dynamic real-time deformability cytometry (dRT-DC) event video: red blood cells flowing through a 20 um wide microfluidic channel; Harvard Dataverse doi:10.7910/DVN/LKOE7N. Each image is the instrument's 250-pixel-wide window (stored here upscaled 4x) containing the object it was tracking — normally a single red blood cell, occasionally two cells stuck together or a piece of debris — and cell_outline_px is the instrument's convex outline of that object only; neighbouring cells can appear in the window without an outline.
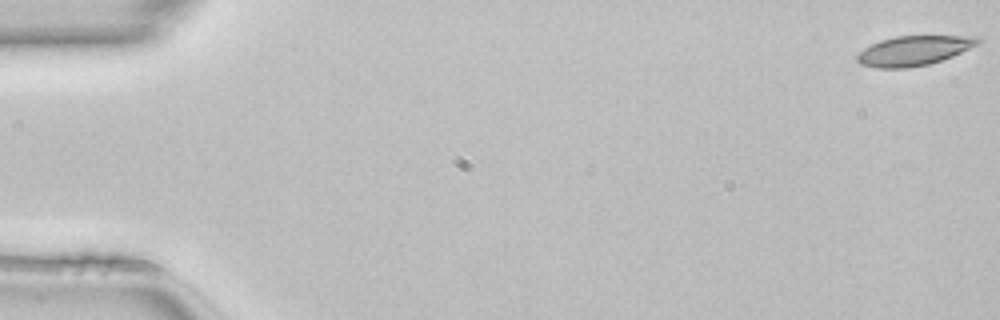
{"species": "common noctule bat (a hibernating species)", "species_latin": "Nyctalus noctula", "temperature_condition": "room temperature", "stored_images_in_passage": 50, "camera_frame_rate_fps": 3000, "um_per_image_px": 0.085, "animal": {"sex": "female", "body_mass_g": 22.7, "forearm_length_mm": 54.2}, "frame": {"image": 1, "passage_image": 1, "time_ms": 0.0, "image_size_px": [1000, 320], "cell_outline_px": [[980, 40], [976, 44], [952, 56], [928, 64], [908, 68], [876, 68], [860, 64], [856, 60], [856, 56], [864, 48], [880, 40], [896, 36], [980, 36]], "centroid_in_image_um": [77.62, 4.31], "position_along_channel_um": 7.4, "area_um2": 20.63}}
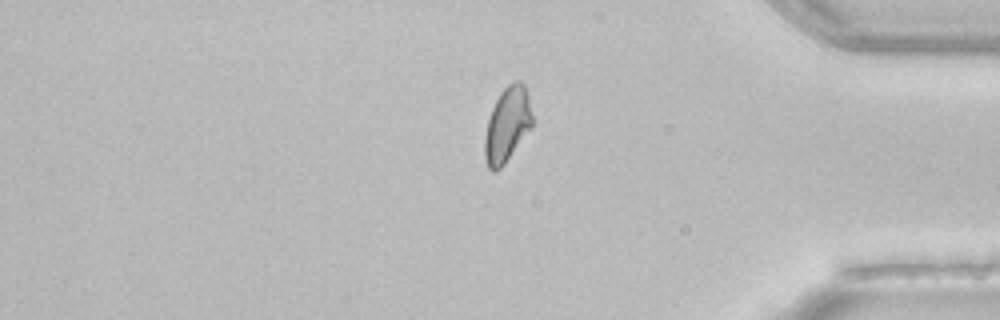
{"frame": {"image": 2, "passage_image": 42, "time_ms": 13.667, "image_size_px": [1000, 320], "cell_outline_px": [[532, 128], [504, 164], [496, 172], [492, 172], [488, 168], [484, 156], [484, 136], [488, 120], [492, 108], [500, 92], [508, 84], [516, 80], [520, 80], [524, 84], [528, 96], [532, 116]], "centroid_in_image_um": [43.1, 10.61], "position_along_channel_um": 392.1, "area_um2": 20.87}}
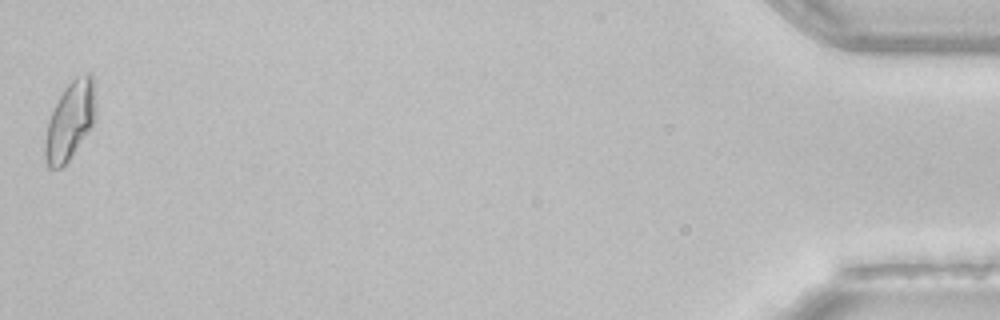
{"frame": {"image": 3, "passage_image": 50, "time_ms": 16.333, "image_size_px": [1000, 320], "cell_outline_px": [[96, 120], [92, 128], [68, 160], [60, 168], [48, 168], [44, 156], [44, 144], [48, 120], [64, 88], [76, 76], [88, 72], [92, 72], [96, 104]], "centroid_in_image_um": [5.98, 10.25], "position_along_channel_um": 429.2, "area_um2": 23.29}, "authors_computed_cell_mechanics": {"area_um2": 21.1259, "velocity_mm_per_s": 4.1166, "shape_relaxation_time_tau1_ms": 6.4106, "shape_relaxation_time_tau2_ms": 5.3229, "deformation_change_tau1": 0.1378, "deformation_change_tau2": 0.0907}}